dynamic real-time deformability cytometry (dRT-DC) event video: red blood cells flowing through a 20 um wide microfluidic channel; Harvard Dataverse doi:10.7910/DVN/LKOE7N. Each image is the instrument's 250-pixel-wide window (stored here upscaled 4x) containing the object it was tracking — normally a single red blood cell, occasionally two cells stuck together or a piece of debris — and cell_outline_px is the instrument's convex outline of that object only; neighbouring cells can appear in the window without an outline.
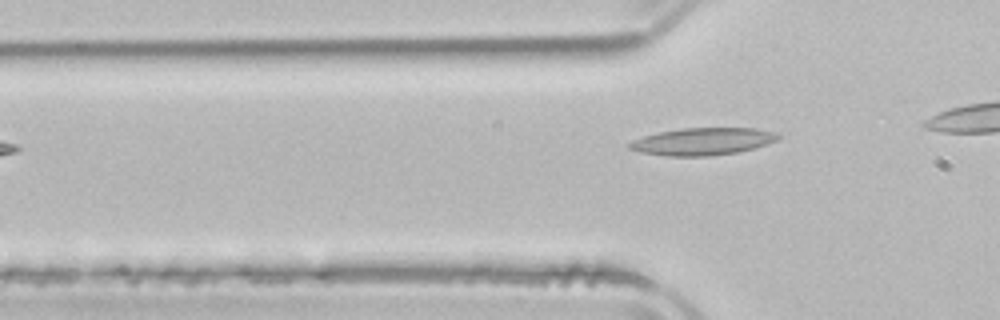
{"species": "common noctule bat (a hibernating species)", "species_latin": "Nyctalus noctula", "temperature_condition": "room temperature", "stored_images_in_passage": 3, "camera_frame_rate_fps": 3000, "um_per_image_px": 0.085, "animal": {"sex": "male", "body_mass_g": 21.5, "forearm_length_mm": 52.0}, "frame": {"image": 1, "passage_image": 3, "time_ms": 2.333, "image_size_px": [1000, 320], "cell_outline_px": [[780, 136], [776, 140], [752, 148], [736, 152], [708, 156], [668, 156], [640, 152], [628, 148], [628, 144], [632, 140], [644, 136], [660, 132], [680, 128], [756, 128], [776, 132]], "centroid_in_image_um": [59.69, 12.02], "position_along_channel_um": 66.1, "area_um2": 23.41}}